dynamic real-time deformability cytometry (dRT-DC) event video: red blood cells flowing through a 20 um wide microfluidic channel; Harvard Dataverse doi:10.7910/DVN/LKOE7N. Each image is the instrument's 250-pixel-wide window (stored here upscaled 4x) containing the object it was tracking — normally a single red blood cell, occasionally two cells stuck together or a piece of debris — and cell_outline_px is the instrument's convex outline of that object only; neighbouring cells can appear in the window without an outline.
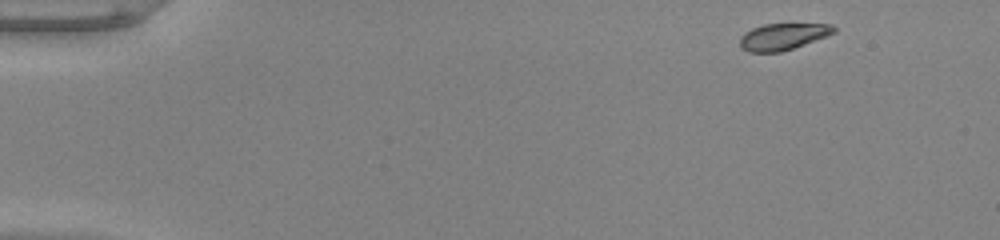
{"species": "common noctule bat (a hibernating species)", "species_latin": "Nyctalus noctula", "temperature_condition": "warm", "stored_images_in_passage": 48, "camera_frame_rate_fps": 3000, "um_per_image_px": 0.085, "animal": {"sex": "male", "body_mass_g": 20.0, "forearm_length_mm": 53.3}, "frame": {"image": 1, "passage_image": 1, "time_ms": 0.0, "image_size_px": [1000, 240], "cell_outline_px": [[836, 32], [828, 36], [780, 52], [748, 52], [740, 48], [740, 36], [744, 32], [752, 28], [764, 24], [832, 24], [836, 28]], "centroid_in_image_um": [66.53, 3.11], "position_along_channel_um": 18.5, "area_um2": 14.62}}
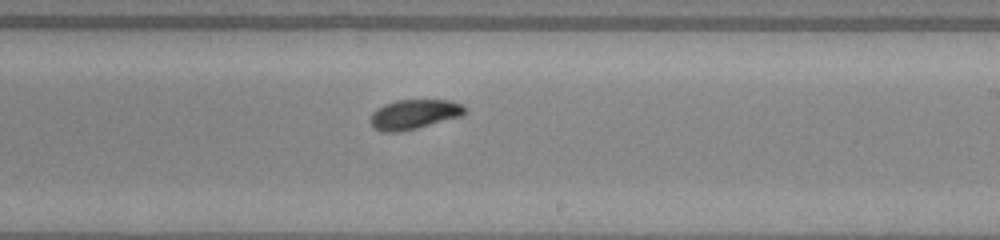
{"frame": {"image": 2, "passage_image": 28, "time_ms": 9.0, "image_size_px": [1000, 240], "cell_outline_px": [[468, 112], [460, 116], [416, 128], [400, 132], [380, 132], [372, 128], [372, 112], [376, 108], [384, 104], [396, 100], [452, 100], [460, 104]], "centroid_in_image_um": [35.17, 9.71], "position_along_channel_um": 253.8, "area_um2": 16.24}}
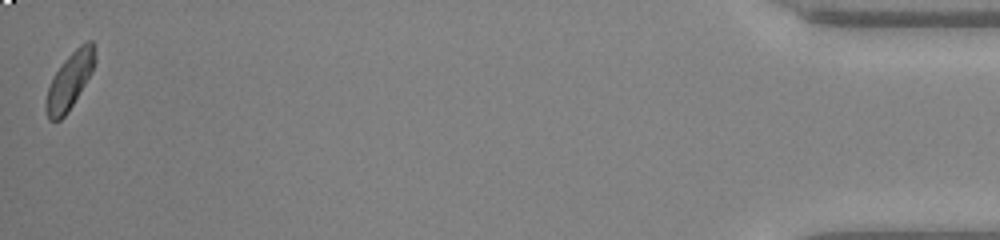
{"frame": {"image": 3, "passage_image": 48, "time_ms": 15.667, "image_size_px": [1000, 240], "cell_outline_px": [[96, 60], [92, 72], [68, 112], [60, 120], [48, 120], [44, 104], [48, 88], [52, 76], [64, 60], [80, 44], [88, 40], [92, 40], [96, 56]], "centroid_in_image_um": [5.91, 6.86], "position_along_channel_um": 429.3, "area_um2": 16.18}, "authors_computed_cell_mechanics": {"area_um2": 16.3574, "velocity_mm_per_s": 3.9468, "shape_relaxation_time_tau1_ms": 1.7604, "shape_relaxation_time_tau2_ms": 2.9461, "deformation_change_tau1": 0.0849, "deformation_change_tau2": 0.0615}}